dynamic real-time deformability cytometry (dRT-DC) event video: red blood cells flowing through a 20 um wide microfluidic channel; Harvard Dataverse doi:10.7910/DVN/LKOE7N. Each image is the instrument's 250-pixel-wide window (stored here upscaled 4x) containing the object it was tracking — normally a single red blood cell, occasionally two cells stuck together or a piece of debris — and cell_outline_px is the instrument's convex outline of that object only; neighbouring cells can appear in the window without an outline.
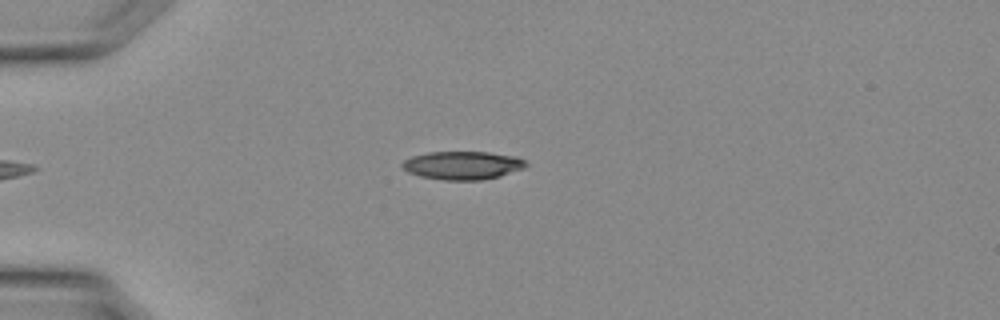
{"species": "Egyptian fruit bat (a non-hibernating species)", "species_latin": "Rousettus aegyptiacus", "temperature_condition": "warm", "stored_images_in_passage": 27, "camera_frame_rate_fps": 3000, "um_per_image_px": 0.085, "animal": {"sex": "female"}, "frame": {"image": 1, "passage_image": 1, "time_ms": 0.0, "image_size_px": [1000, 320], "cell_outline_px": [[528, 164], [524, 168], [500, 176], [480, 180], [444, 180], [420, 176], [408, 172], [400, 164], [404, 160], [412, 156], [428, 152], [488, 152], [516, 156], [524, 160]], "centroid_in_image_um": [39.32, 14.05], "position_along_channel_um": 45.7, "area_um2": 20.35}}
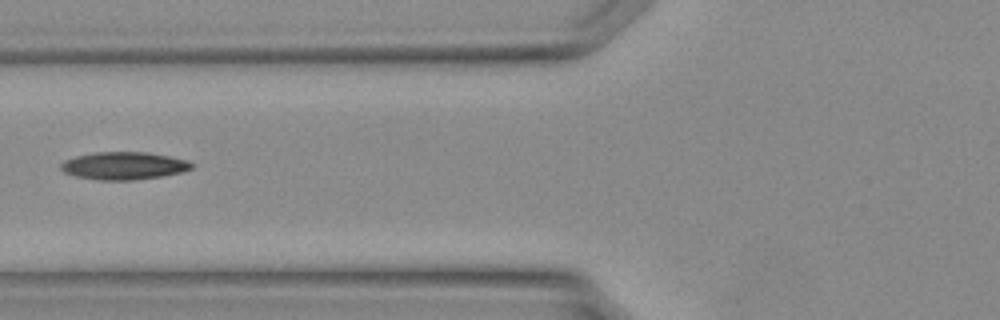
{"frame": {"image": 2, "passage_image": 6, "time_ms": 1.667, "image_size_px": [1000, 320], "cell_outline_px": [[192, 168], [184, 172], [164, 176], [132, 180], [96, 180], [76, 176], [64, 172], [60, 168], [60, 164], [64, 160], [76, 156], [96, 152], [144, 152], [168, 156], [188, 160], [192, 164]], "centroid_in_image_um": [10.52, 14.09], "position_along_channel_um": 115.3, "area_um2": 21.1}}
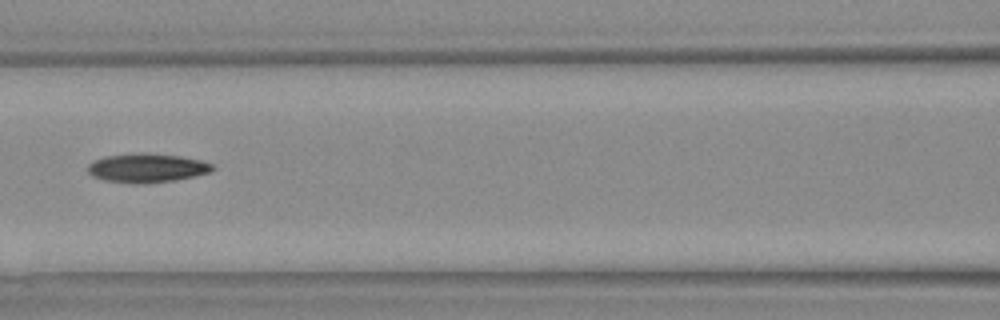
{"frame": {"image": 3, "passage_image": 8, "time_ms": 2.333, "image_size_px": [1000, 320], "cell_outline_px": [[216, 168], [208, 172], [192, 176], [172, 180], [104, 180], [92, 176], [88, 172], [88, 164], [104, 156], [148, 152], [180, 156], [200, 160], [212, 164]], "centroid_in_image_um": [12.5, 14.21], "position_along_channel_um": 154.1, "area_um2": 19.83}}